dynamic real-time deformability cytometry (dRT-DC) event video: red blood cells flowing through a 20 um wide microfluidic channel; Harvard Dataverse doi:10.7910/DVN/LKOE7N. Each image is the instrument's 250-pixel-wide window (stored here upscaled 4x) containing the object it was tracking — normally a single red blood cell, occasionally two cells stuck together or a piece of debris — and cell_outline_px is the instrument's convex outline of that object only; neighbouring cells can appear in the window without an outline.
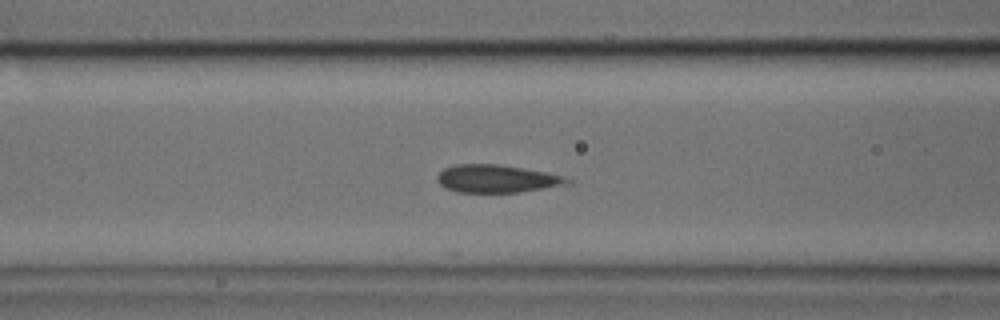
{"species": "common noctule bat (a hibernating species)", "species_latin": "Nyctalus noctula", "temperature_condition": "cold", "stored_images_in_passage": 38, "camera_frame_rate_fps": 3000, "um_per_image_px": 0.085, "animal": {"sex": "male", "body_mass_g": 17.9, "forearm_length_mm": 54.2}, "frame": {"image": 1, "passage_image": 7, "time_ms": 2.0, "image_size_px": [1000, 320], "cell_outline_px": [[572, 184], [516, 192], [456, 192], [444, 188], [436, 180], [436, 176], [444, 168], [456, 164], [500, 164], [544, 172], [560, 176], [572, 180]], "centroid_in_image_um": [42.17, 15.19], "position_along_channel_um": 124.4, "area_um2": 20.98}}
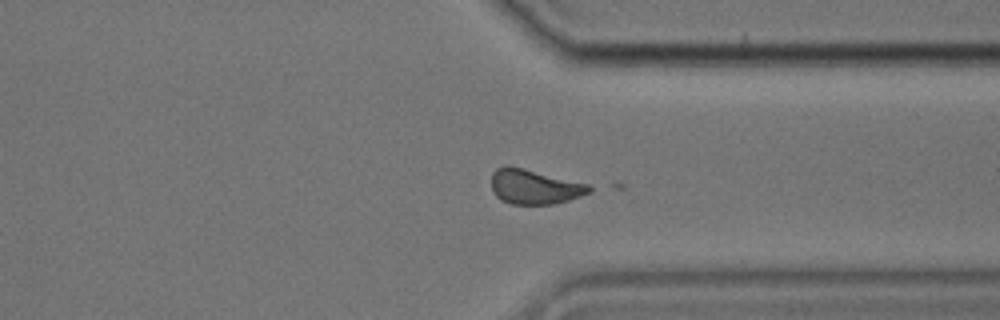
{"frame": {"image": 2, "passage_image": 25, "time_ms": 8.0, "image_size_px": [1000, 320], "cell_outline_px": [[592, 188], [588, 192], [580, 196], [568, 200], [552, 204], [512, 204], [500, 200], [496, 196], [492, 188], [492, 172], [496, 168], [508, 164], [588, 184]], "centroid_in_image_um": [45.37, 15.86], "position_along_channel_um": 366.0, "area_um2": 19.71}}
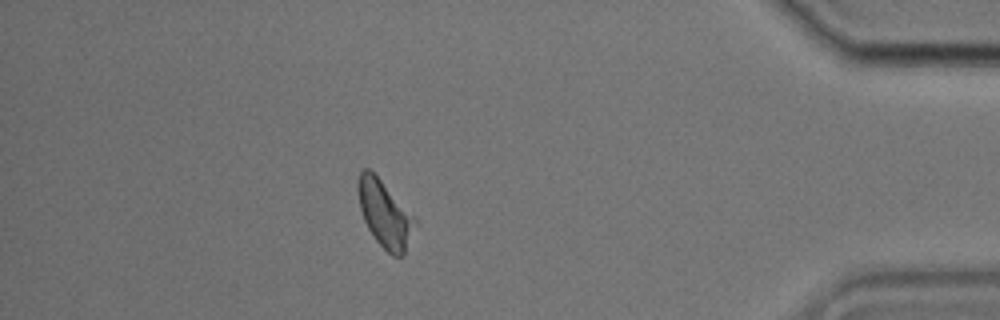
{"frame": {"image": 3, "passage_image": 31, "time_ms": 10.0, "image_size_px": [1000, 320], "cell_outline_px": [[420, 224], [404, 256], [392, 256], [372, 236], [364, 220], [360, 208], [356, 188], [356, 184], [360, 172], [364, 168], [368, 168], [380, 180]], "centroid_in_image_um": [32.73, 18.25], "position_along_channel_um": 402.5, "area_um2": 22.2}}